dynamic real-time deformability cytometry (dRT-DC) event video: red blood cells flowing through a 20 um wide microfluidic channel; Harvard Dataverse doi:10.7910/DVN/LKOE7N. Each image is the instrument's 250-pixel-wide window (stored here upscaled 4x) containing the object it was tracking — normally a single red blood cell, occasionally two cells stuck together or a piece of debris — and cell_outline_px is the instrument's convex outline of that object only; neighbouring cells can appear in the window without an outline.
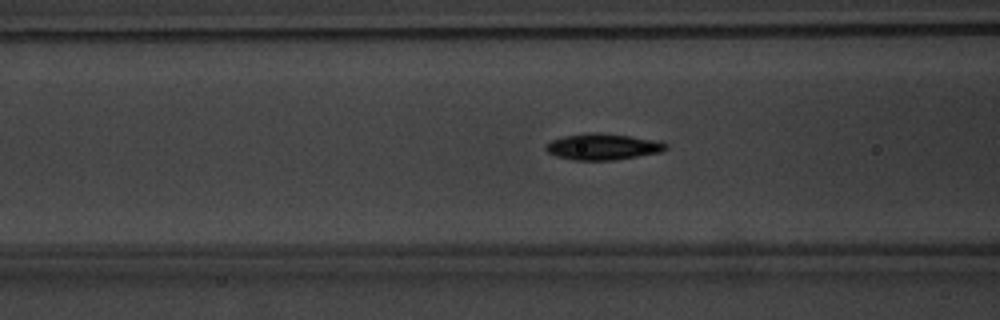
{"species": "common noctule bat (a hibernating species)", "species_latin": "Nyctalus noctula", "temperature_condition": "warm", "stored_images_in_passage": 47, "camera_frame_rate_fps": 3000, "um_per_image_px": 0.085, "animal": {"sex": "male", "body_mass_g": 20.1, "forearm_length_mm": 53.5}, "frame": {"image": 1, "passage_image": 15, "time_ms": 4.667, "image_size_px": [1000, 320], "cell_outline_px": [[668, 148], [660, 152], [612, 160], [572, 160], [556, 156], [548, 152], [544, 148], [552, 140], [564, 136], [600, 132], [660, 140], [668, 144]], "centroid_in_image_um": [51.27, 12.47], "position_along_channel_um": 115.3, "area_um2": 18.21}}
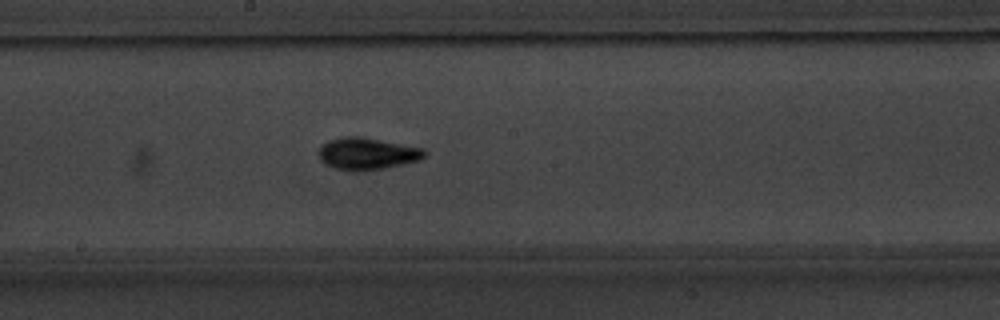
{"frame": {"image": 2, "passage_image": 23, "time_ms": 7.333, "image_size_px": [1000, 320], "cell_outline_px": [[428, 152], [420, 160], [384, 168], [356, 172], [352, 172], [336, 168], [328, 164], [320, 156], [320, 144], [328, 140], [340, 136], [360, 136], [424, 148]], "centroid_in_image_um": [31.23, 13.05], "position_along_channel_um": 217.0, "area_um2": 19.71}}
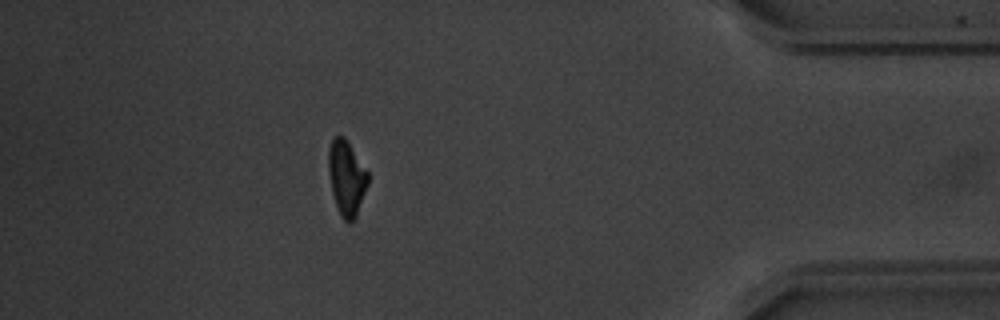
{"frame": {"image": 3, "passage_image": 41, "time_ms": 13.333, "image_size_px": [1000, 320], "cell_outline_px": [[368, 184], [356, 216], [348, 224], [340, 216], [332, 192], [328, 168], [328, 148], [332, 140], [336, 136], [344, 136], [368, 172]], "centroid_in_image_um": [29.45, 15.12], "position_along_channel_um": 405.8, "area_um2": 17.05}, "authors_computed_cell_mechanics": {"area_um2": 17.34, "velocity_mm_per_s": 3.8064, "shape_relaxation_time_tau1_ms": 2.7153, "shape_relaxation_time_tau2_ms": 2.4924, "deformation_change_tau1": 0.1478, "deformation_change_tau2": 0.0747}}